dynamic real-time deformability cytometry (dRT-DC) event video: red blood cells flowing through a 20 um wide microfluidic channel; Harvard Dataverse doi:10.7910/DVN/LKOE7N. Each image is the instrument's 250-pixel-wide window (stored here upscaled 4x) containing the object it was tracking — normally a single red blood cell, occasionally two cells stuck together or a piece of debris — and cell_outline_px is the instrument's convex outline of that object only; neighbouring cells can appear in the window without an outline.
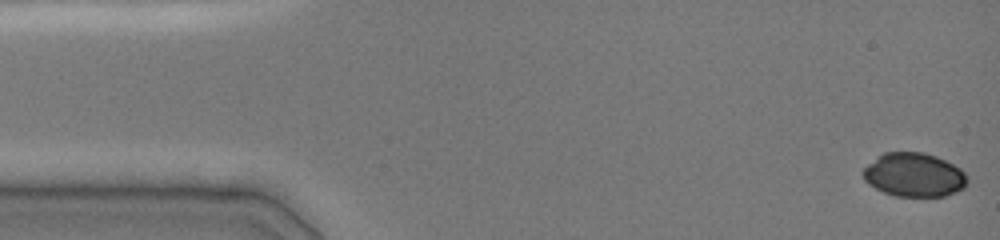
{"species": "common noctule bat (a hibernating species)", "species_latin": "Nyctalus noctula", "temperature_condition": "cold", "stored_images_in_passage": 25, "camera_frame_rate_fps": 3000, "um_per_image_px": 0.085, "animal": {"sex": "female", "body_mass_g": 19.0, "forearm_length_mm": 51.5}, "frame": {"image": 1, "passage_image": 1, "time_ms": 0.0, "image_size_px": [1000, 240], "cell_outline_px": [[968, 184], [964, 188], [956, 192], [944, 196], [896, 196], [884, 192], [868, 184], [864, 180], [860, 172], [868, 164], [884, 152], [924, 152], [936, 156], [960, 168], [968, 176]], "centroid_in_image_um": [77.7, 14.86], "position_along_channel_um": 7.3, "area_um2": 26.76}}
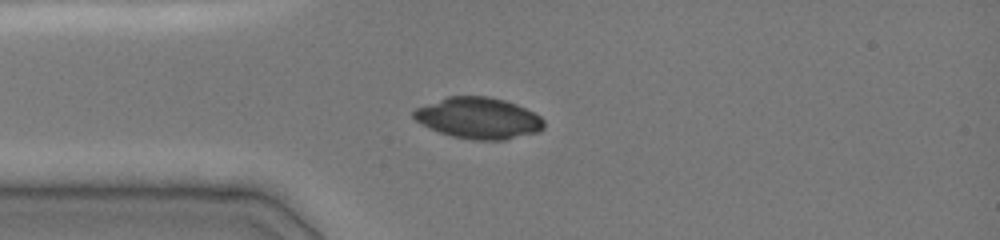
{"frame": {"image": 2, "passage_image": 16, "time_ms": 3.667, "image_size_px": [1000, 240], "cell_outline_px": [[544, 128], [540, 132], [504, 140], [472, 140], [452, 136], [428, 128], [416, 120], [412, 116], [412, 112], [416, 108], [448, 96], [488, 96], [504, 100], [516, 104], [540, 116], [544, 120]], "centroid_in_image_um": [40.68, 10.05], "position_along_channel_um": 44.3, "area_um2": 31.33}}
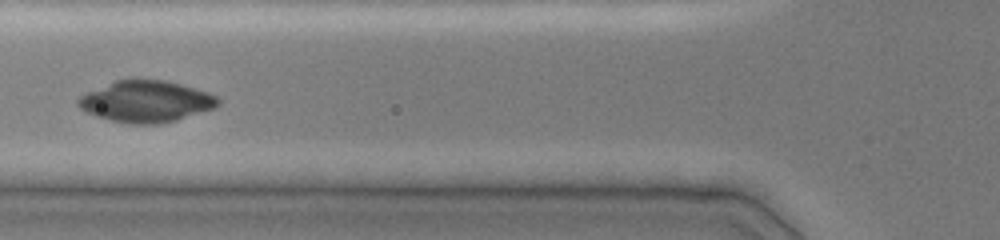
{"frame": {"image": 3, "passage_image": 21, "time_ms": 5.667, "image_size_px": [1000, 240], "cell_outline_px": [[220, 104], [216, 108], [176, 120], [160, 124], [132, 124], [112, 120], [96, 116], [80, 108], [76, 104], [76, 100], [80, 96], [88, 92], [116, 80], [132, 76], [136, 76], [164, 80], [180, 84], [208, 92], [216, 96], [220, 100]], "centroid_in_image_um": [12.43, 8.59], "position_along_channel_um": 113.4, "area_um2": 34.28}}